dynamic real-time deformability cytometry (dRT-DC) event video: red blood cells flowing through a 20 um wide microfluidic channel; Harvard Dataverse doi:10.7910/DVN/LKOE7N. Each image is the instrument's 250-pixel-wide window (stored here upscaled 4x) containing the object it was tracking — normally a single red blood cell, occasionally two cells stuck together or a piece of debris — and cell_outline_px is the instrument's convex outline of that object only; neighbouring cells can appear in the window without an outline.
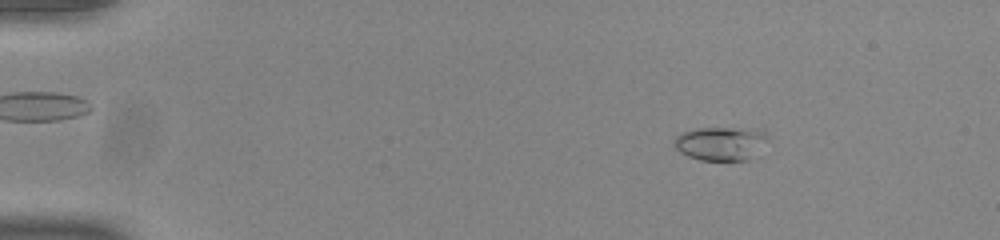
{"species": "common noctule bat (a hibernating species)", "species_latin": "Nyctalus noctula", "temperature_condition": "room temperature", "stored_images_in_passage": 53, "camera_frame_rate_fps": 3000, "um_per_image_px": 0.085, "animal": {"sex": "male", "body_mass_g": 20.0, "forearm_length_mm": 53.3}, "frame": {"image": 1, "passage_image": 8, "time_ms": 2.333, "image_size_px": [1000, 240], "cell_outline_px": [[768, 140], [748, 160], [700, 160], [688, 156], [680, 152], [676, 148], [676, 136], [680, 132], [696, 128], [764, 128], [768, 132]], "centroid_in_image_um": [61.32, 12.16], "position_along_channel_um": 23.7, "area_um2": 18.55}}
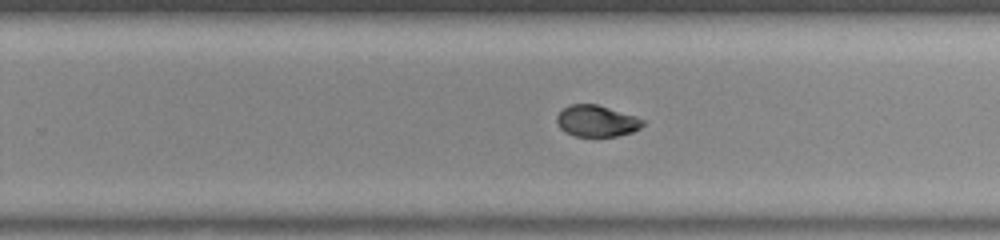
{"frame": {"image": 2, "passage_image": 35, "time_ms": 11.333, "image_size_px": [1000, 240], "cell_outline_px": [[644, 124], [640, 128], [632, 132], [616, 136], [576, 136], [564, 132], [556, 124], [556, 116], [568, 104], [596, 104], [636, 116], [644, 120]], "centroid_in_image_um": [50.69, 10.28], "position_along_channel_um": 279.1, "area_um2": 15.78}}
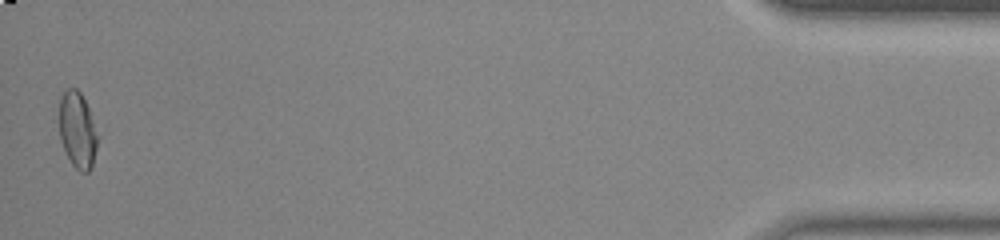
{"frame": {"image": 3, "passage_image": 53, "time_ms": 17.333, "image_size_px": [1000, 240], "cell_outline_px": [[96, 148], [92, 168], [88, 172], [80, 172], [72, 164], [60, 140], [60, 96], [68, 88], [76, 88], [80, 92], [88, 108], [96, 136]], "centroid_in_image_um": [6.56, 11.07], "position_along_channel_um": 428.6, "area_um2": 16.47}, "authors_computed_cell_mechanics": {"area_um2": 16.2996, "velocity_mm_per_s": 3.8956, "shape_relaxation_time_tau1_ms": 7.2698, "shape_relaxation_time_tau2_ms": 1.822, "deformation_change_tau1": 0.2122, "deformation_change_tau2": 0.0458}}